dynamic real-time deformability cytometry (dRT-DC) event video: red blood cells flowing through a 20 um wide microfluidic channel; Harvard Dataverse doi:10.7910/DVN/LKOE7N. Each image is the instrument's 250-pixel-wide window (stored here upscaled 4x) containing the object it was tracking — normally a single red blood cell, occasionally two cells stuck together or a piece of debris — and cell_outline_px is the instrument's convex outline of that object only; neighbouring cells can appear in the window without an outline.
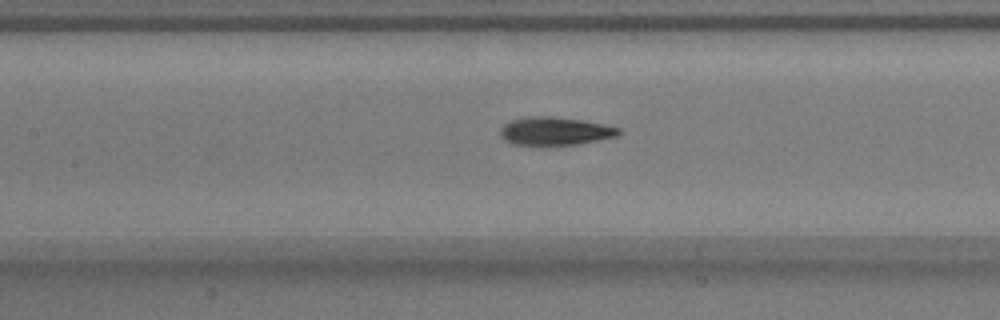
{"species": "common noctule bat (a hibernating species)", "species_latin": "Nyctalus noctula", "temperature_condition": "warm", "stored_images_in_passage": 22, "camera_frame_rate_fps": 3000, "um_per_image_px": 0.085, "animal": {"sex": "male", "body_mass_g": 17.9}, "frame": {"image": 1, "passage_image": 13, "time_ms": 4.0, "image_size_px": [1000, 320], "cell_outline_px": [[620, 132], [616, 136], [576, 144], [512, 144], [504, 140], [500, 136], [500, 128], [504, 124], [512, 120], [524, 116], [552, 116], [584, 120], [620, 128]], "centroid_in_image_um": [47.13, 11.12], "position_along_channel_um": 160.3, "area_um2": 19.19}}
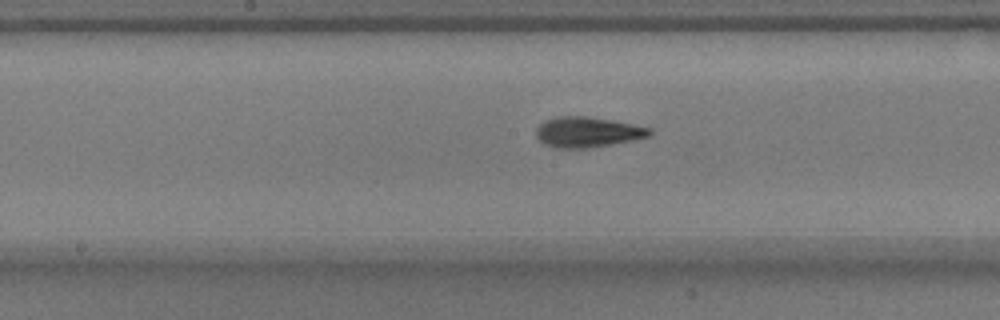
{"frame": {"image": 2, "passage_image": 16, "time_ms": 5.0, "image_size_px": [1000, 320], "cell_outline_px": [[652, 132], [648, 136], [632, 140], [612, 144], [588, 148], [556, 148], [544, 144], [536, 136], [536, 128], [544, 120], [556, 116], [588, 116], [612, 120], [652, 128]], "centroid_in_image_um": [49.91, 11.22], "position_along_channel_um": 198.3, "area_um2": 20.11}}
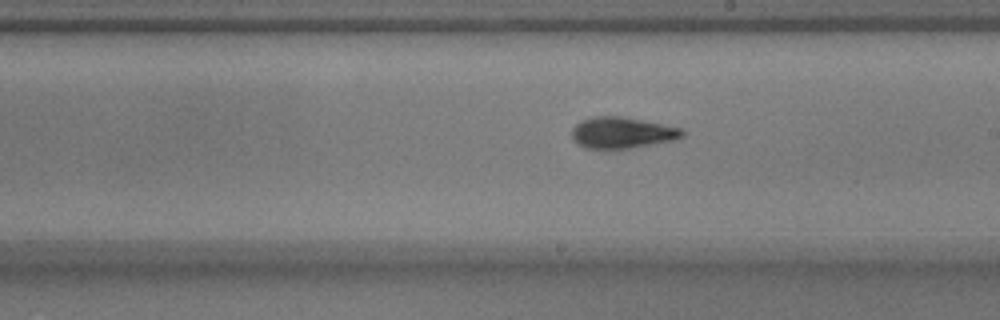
{"frame": {"image": 3, "passage_image": 19, "time_ms": 6.0, "image_size_px": [1000, 320], "cell_outline_px": [[684, 136], [672, 140], [628, 148], [588, 148], [580, 144], [572, 136], [572, 128], [580, 120], [592, 116], [624, 116], [680, 128], [684, 132]], "centroid_in_image_um": [52.85, 11.25], "position_along_channel_um": 236.1, "area_um2": 19.71}}